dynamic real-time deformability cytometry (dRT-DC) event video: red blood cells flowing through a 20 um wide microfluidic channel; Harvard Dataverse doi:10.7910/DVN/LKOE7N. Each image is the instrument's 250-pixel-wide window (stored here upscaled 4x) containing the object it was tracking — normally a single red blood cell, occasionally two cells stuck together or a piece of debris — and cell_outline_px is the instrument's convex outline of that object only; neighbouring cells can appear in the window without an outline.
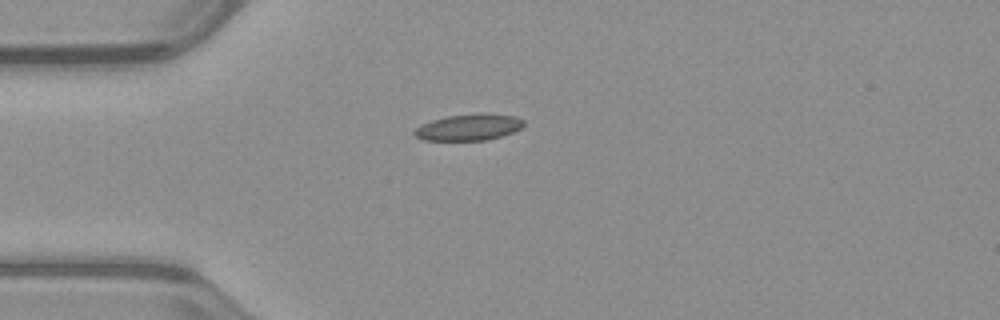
{"species": "common noctule bat (a hibernating species)", "species_latin": "Nyctalus noctula", "temperature_condition": "warm", "stored_images_in_passage": 39, "camera_frame_rate_fps": 3000, "um_per_image_px": 0.085, "animal": {"sex": "male", "body_mass_g": 23.1, "forearm_length_mm": 52.7}, "frame": {"image": 1, "passage_image": 1, "time_ms": 0.0, "image_size_px": [1000, 320], "cell_outline_px": [[524, 124], [520, 128], [512, 132], [488, 140], [424, 140], [416, 136], [412, 132], [420, 124], [432, 120], [448, 116], [516, 116], [524, 120]], "centroid_in_image_um": [39.78, 10.86], "position_along_channel_um": 45.2, "area_um2": 15.9}}
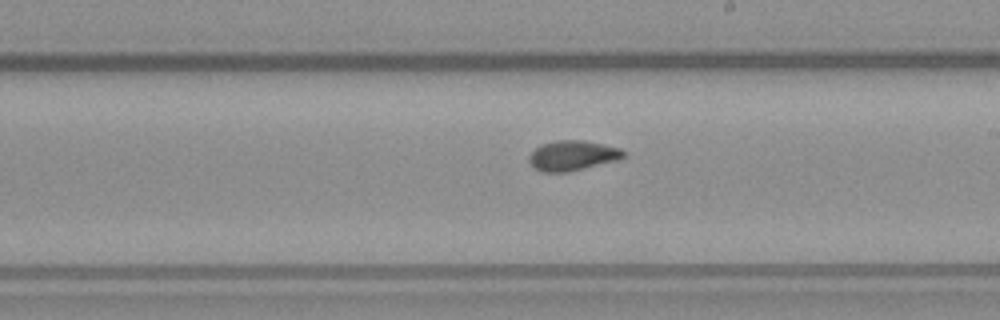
{"frame": {"image": 2, "passage_image": 17, "time_ms": 5.333, "image_size_px": [1000, 320], "cell_outline_px": [[628, 152], [624, 156], [616, 160], [568, 172], [540, 172], [528, 160], [528, 156], [540, 144], [556, 140], [584, 140], [620, 148]], "centroid_in_image_um": [48.65, 13.21], "position_along_channel_um": 240.3, "area_um2": 16.47}}
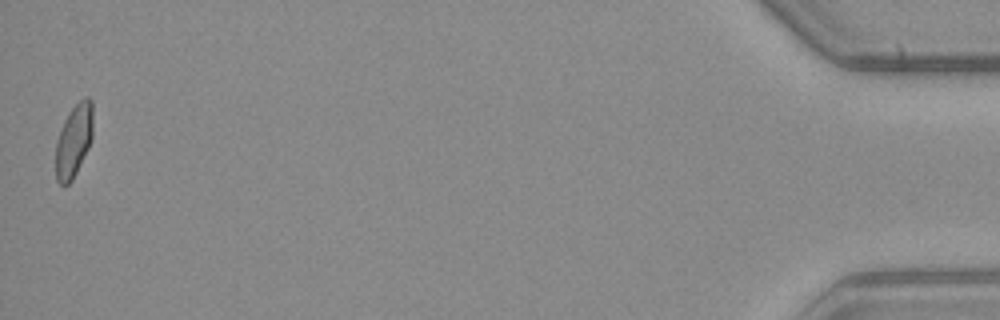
{"frame": {"image": 3, "passage_image": 39, "time_ms": 12.667, "image_size_px": [1000, 320], "cell_outline_px": [[92, 136], [88, 148], [72, 180], [64, 188], [56, 180], [56, 140], [64, 120], [68, 112], [84, 96], [88, 96], [92, 100]], "centroid_in_image_um": [6.26, 11.95], "position_along_channel_um": 428.9, "area_um2": 15.84}, "authors_computed_cell_mechanics": {"area_um2": 15.9528, "velocity_mm_per_s": 3.965, "shape_relaxation_time_tau1_ms": 4.0935, "shape_relaxation_time_tau2_ms": 1.3792, "deformation_change_tau1": 0.1439, "deformation_change_tau2": 0.0507}}